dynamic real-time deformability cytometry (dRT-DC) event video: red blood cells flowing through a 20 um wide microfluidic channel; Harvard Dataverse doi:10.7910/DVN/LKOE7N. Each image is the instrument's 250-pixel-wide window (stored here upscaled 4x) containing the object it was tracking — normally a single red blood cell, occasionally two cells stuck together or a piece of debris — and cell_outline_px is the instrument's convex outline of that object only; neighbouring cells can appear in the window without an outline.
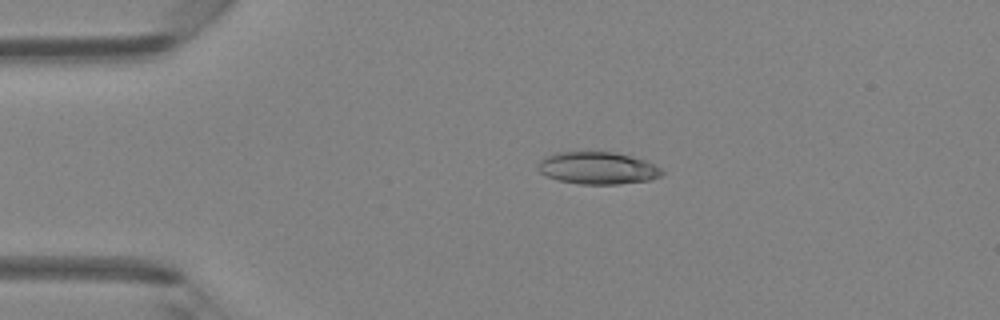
{"species": "Egyptian fruit bat (a non-hibernating species)", "species_latin": "Rousettus aegyptiacus", "temperature_condition": "room temperature", "stored_images_in_passage": 44, "camera_frame_rate_fps": 3000, "um_per_image_px": 0.085, "animal": {"sex": "female"}, "frame": {"image": 1, "passage_image": 7, "time_ms": 2.0, "image_size_px": [1000, 320], "cell_outline_px": [[664, 172], [660, 176], [648, 180], [620, 184], [580, 184], [556, 180], [540, 172], [536, 168], [540, 160], [544, 156], [556, 152], [616, 152], [644, 160], [660, 168]], "centroid_in_image_um": [50.75, 14.28], "position_along_channel_um": 34.2, "area_um2": 23.29}}
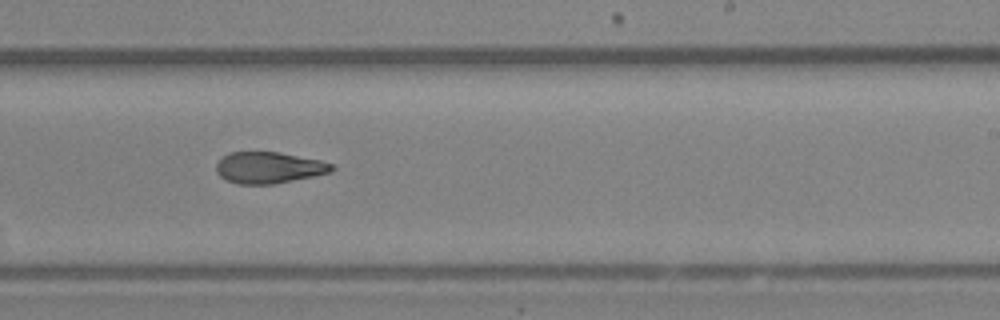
{"frame": {"image": 2, "passage_image": 26, "time_ms": 8.333, "image_size_px": [1000, 320], "cell_outline_px": [[336, 168], [332, 172], [272, 184], [236, 184], [220, 176], [216, 172], [216, 164], [228, 152], [280, 152], [320, 160], [332, 164]], "centroid_in_image_um": [22.85, 14.24], "position_along_channel_um": 266.1, "area_um2": 21.04}}
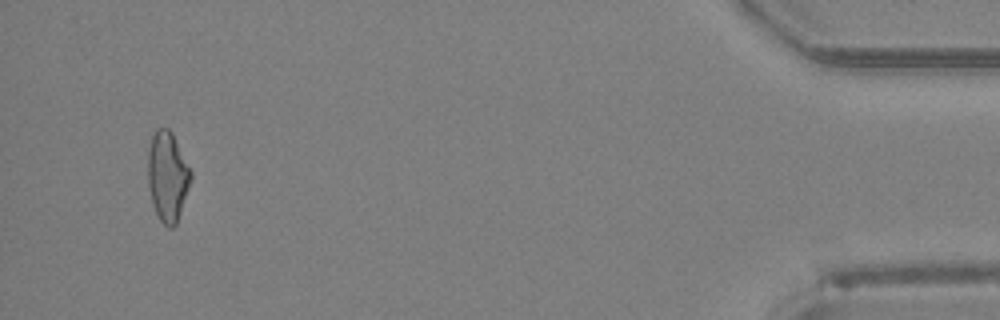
{"frame": {"image": 3, "passage_image": 42, "time_ms": 13.667, "image_size_px": [1000, 320], "cell_outline_px": [[192, 176], [176, 224], [172, 228], [168, 228], [160, 220], [152, 204], [148, 184], [148, 152], [152, 136], [156, 128], [168, 128], [172, 132], [192, 172]], "centroid_in_image_um": [14.23, 14.98], "position_along_channel_um": 421.0, "area_um2": 22.25}, "authors_computed_cell_mechanics": {"area_um2": 22.253, "velocity_mm_per_s": 4.3389, "shape_relaxation_time_tau1_ms": 7.5247, "shape_relaxation_time_tau2_ms": 2.3759, "deformation_change_tau1": 0.2021, "deformation_change_tau2": 0.1014}}